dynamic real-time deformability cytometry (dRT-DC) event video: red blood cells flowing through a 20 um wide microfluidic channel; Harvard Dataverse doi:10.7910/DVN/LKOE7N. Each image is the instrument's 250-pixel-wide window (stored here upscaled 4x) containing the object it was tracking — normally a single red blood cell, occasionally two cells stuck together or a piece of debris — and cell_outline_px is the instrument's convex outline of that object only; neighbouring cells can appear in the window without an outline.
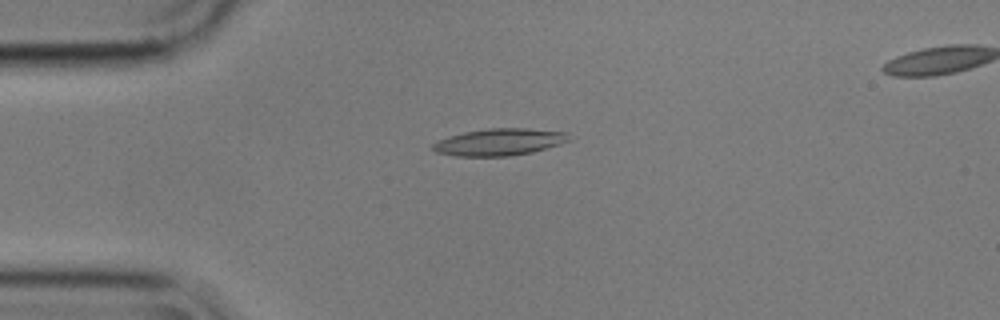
{"species": "common noctule bat (a hibernating species)", "species_latin": "Nyctalus noctula", "temperature_condition": "cold", "stored_images_in_passage": 6, "camera_frame_rate_fps": 3000, "um_per_image_px": 0.085, "animal": {"sex": "male", "body_mass_g": 17.9}, "frame": {"image": 1, "passage_image": 4, "time_ms": 1.0, "image_size_px": [1000, 320], "cell_outline_px": [[568, 140], [560, 144], [532, 152], [512, 156], [456, 156], [436, 152], [432, 148], [432, 144], [440, 140], [464, 132], [488, 128], [528, 128], [568, 132]], "centroid_in_image_um": [42.46, 12.07], "position_along_channel_um": 42.5, "area_um2": 21.21}}
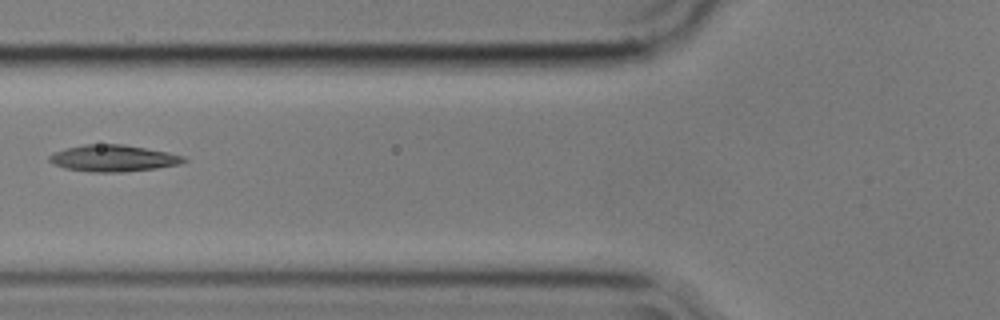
{"frame": {"image": 2, "passage_image": 6, "time_ms": 1.667, "image_size_px": [1000, 320], "cell_outline_px": [[188, 160], [180, 164], [156, 168], [124, 172], [92, 172], [64, 168], [52, 164], [48, 160], [48, 156], [56, 152], [68, 148], [84, 144], [124, 144], [168, 152], [184, 156]], "centroid_in_image_um": [9.63, 13.45], "position_along_channel_um": 116.2, "area_um2": 20.87}}